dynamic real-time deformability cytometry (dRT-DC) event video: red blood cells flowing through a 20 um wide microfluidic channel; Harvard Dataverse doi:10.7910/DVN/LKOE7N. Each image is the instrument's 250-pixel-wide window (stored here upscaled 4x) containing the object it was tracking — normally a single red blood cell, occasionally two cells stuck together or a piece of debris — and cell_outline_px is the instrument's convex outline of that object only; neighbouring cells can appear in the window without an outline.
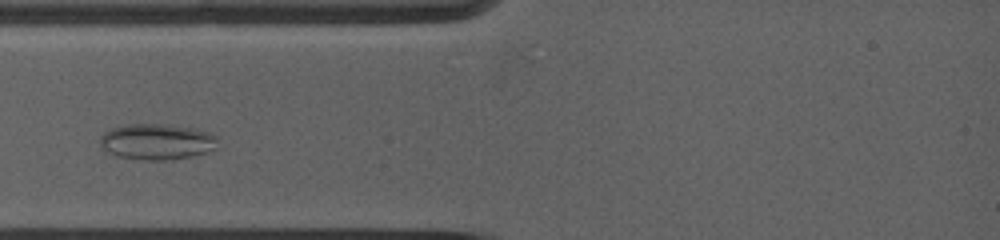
{"species": "common noctule bat (a hibernating species)", "species_latin": "Nyctalus noctula", "temperature_condition": "warm", "stored_images_in_passage": 21, "camera_frame_rate_fps": 5000, "um_per_image_px": 0.085, "animal": {"sex": "female", "body_mass_g": 19.0, "forearm_length_mm": 53.3}, "frame": {"image": 1, "passage_image": 7, "time_ms": 2.6, "image_size_px": [1000, 240], "cell_outline_px": [[216, 148], [192, 156], [164, 160], [144, 160], [120, 156], [108, 152], [100, 144], [100, 136], [104, 132], [112, 128], [128, 124], [164, 124], [192, 128], [208, 132], [216, 136]], "centroid_in_image_um": [13.31, 12.03], "position_along_channel_um": 71.7, "area_um2": 24.28}}
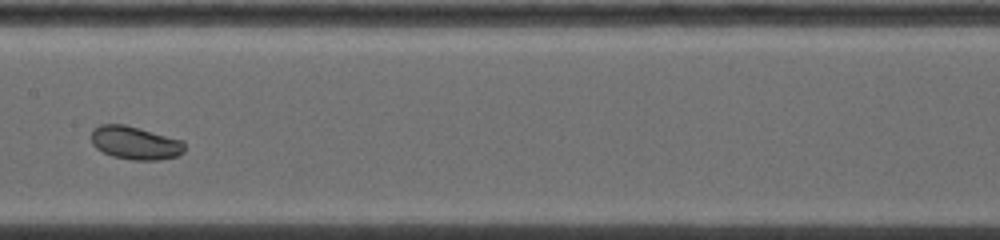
{"frame": {"image": 2, "passage_image": 13, "time_ms": 5.8, "image_size_px": [1000, 240], "cell_outline_px": [[184, 152], [176, 156], [160, 160], [132, 160], [112, 156], [96, 148], [92, 144], [92, 128], [100, 124], [124, 124], [140, 128], [184, 140]], "centroid_in_image_um": [11.49, 12.14], "position_along_channel_um": 195.9, "area_um2": 18.21}}
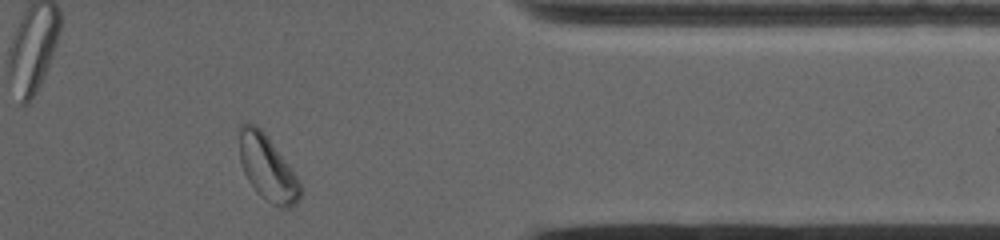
{"frame": {"image": 3, "passage_image": 20, "time_ms": 11.2, "image_size_px": [1000, 240], "cell_outline_px": [[300, 196], [296, 204], [288, 208], [280, 208], [272, 204], [260, 196], [256, 192], [248, 180], [240, 164], [240, 124], [248, 120], [256, 124], [264, 132], [292, 168], [300, 184]], "centroid_in_image_um": [22.71, 14.26], "position_along_channel_um": 388.7, "area_um2": 23.24}}